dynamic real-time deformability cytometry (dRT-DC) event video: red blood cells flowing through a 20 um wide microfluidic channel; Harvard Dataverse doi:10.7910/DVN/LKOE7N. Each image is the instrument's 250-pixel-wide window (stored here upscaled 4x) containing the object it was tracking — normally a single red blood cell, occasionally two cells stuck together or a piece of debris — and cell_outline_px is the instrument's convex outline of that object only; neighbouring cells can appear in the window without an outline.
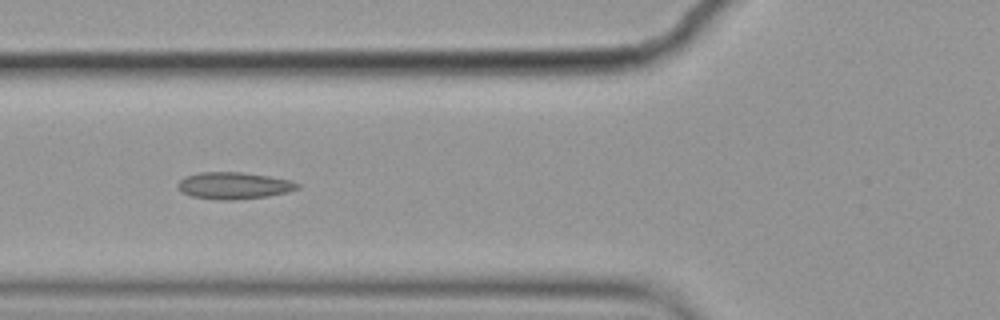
{"species": "common noctule bat (a hibernating species)", "species_latin": "Nyctalus noctula", "temperature_condition": "cold", "stored_images_in_passage": 10, "camera_frame_rate_fps": 3000, "um_per_image_px": 0.085, "animal": {"sex": "female", "body_mass_g": 19.9}, "frame": {"image": 1, "passage_image": 6, "time_ms": 1.667, "image_size_px": [1000, 320], "cell_outline_px": [[300, 188], [288, 192], [268, 196], [236, 200], [216, 200], [192, 196], [180, 192], [176, 184], [184, 176], [200, 172], [240, 172], [268, 176], [288, 180], [300, 184]], "centroid_in_image_um": [19.84, 15.78], "position_along_channel_um": 106.0, "area_um2": 18.84}}
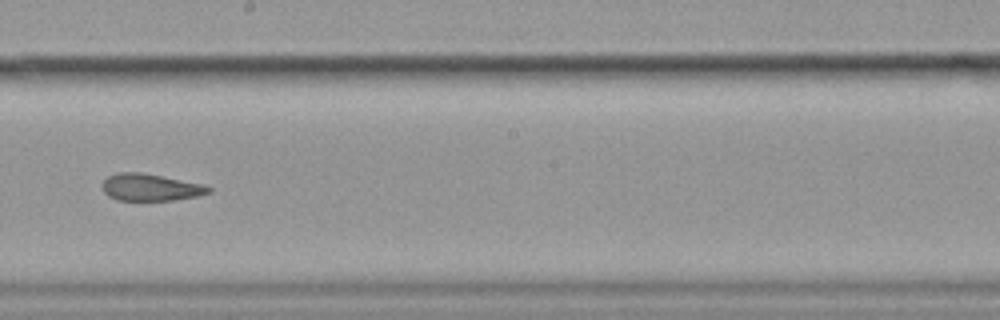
{"frame": {"image": 2, "passage_image": 9, "time_ms": 2.667, "image_size_px": [1000, 320], "cell_outline_px": [[212, 192], [196, 196], [172, 200], [116, 200], [108, 196], [104, 192], [100, 184], [108, 176], [120, 172], [140, 172], [204, 184], [212, 188]], "centroid_in_image_um": [12.77, 15.92], "position_along_channel_um": 235.4, "area_um2": 16.76}}
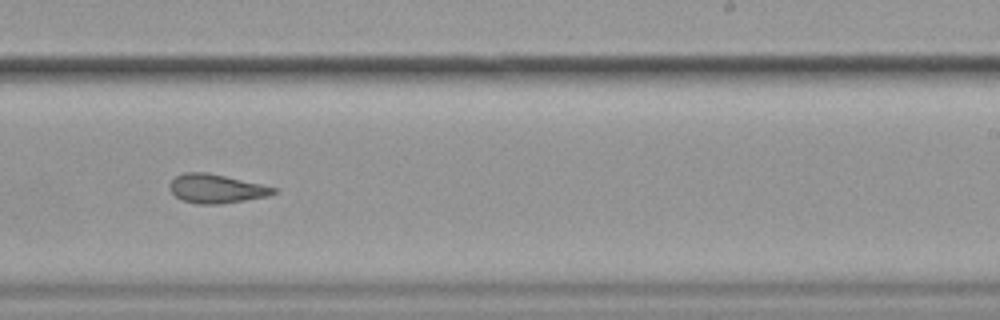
{"frame": {"image": 3, "passage_image": 10, "time_ms": 3.0, "image_size_px": [1000, 320], "cell_outline_px": [[276, 192], [268, 196], [220, 204], [200, 204], [180, 200], [168, 188], [168, 184], [176, 176], [184, 172], [208, 172], [260, 184], [276, 188]], "centroid_in_image_um": [18.33, 16.03], "position_along_channel_um": 270.7, "area_um2": 17.4}}